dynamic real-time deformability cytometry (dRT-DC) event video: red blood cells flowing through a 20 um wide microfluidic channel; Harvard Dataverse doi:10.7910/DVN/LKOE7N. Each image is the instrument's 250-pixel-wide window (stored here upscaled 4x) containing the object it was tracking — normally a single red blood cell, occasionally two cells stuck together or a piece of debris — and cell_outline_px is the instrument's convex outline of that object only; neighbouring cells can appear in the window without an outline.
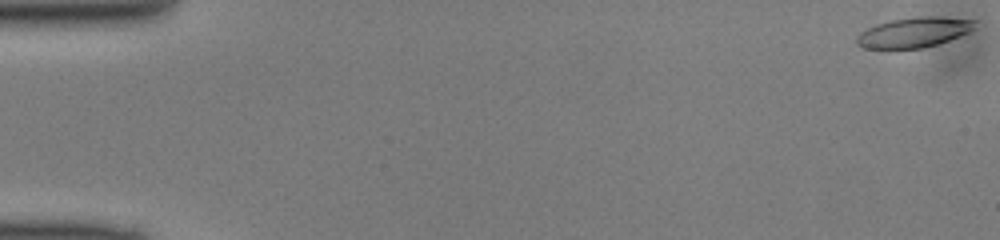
{"species": "common noctule bat (a hibernating species)", "species_latin": "Nyctalus noctula", "temperature_condition": "cold", "stored_images_in_passage": 50, "camera_frame_rate_fps": 3000, "um_per_image_px": 0.085, "animal": {"sex": "male", "body_mass_g": 13.0, "forearm_length_mm": 53.1}, "frame": {"image": 1, "passage_image": 1, "time_ms": 0.0, "image_size_px": [1000, 240], "cell_outline_px": [[976, 20], [972, 28], [968, 32], [948, 40], [936, 44], [920, 48], [888, 52], [864, 48], [856, 44], [856, 36], [860, 32], [876, 24], [892, 20], [916, 16], [936, 16]], "centroid_in_image_um": [77.56, 2.79], "position_along_channel_um": 7.4, "area_um2": 21.21}}
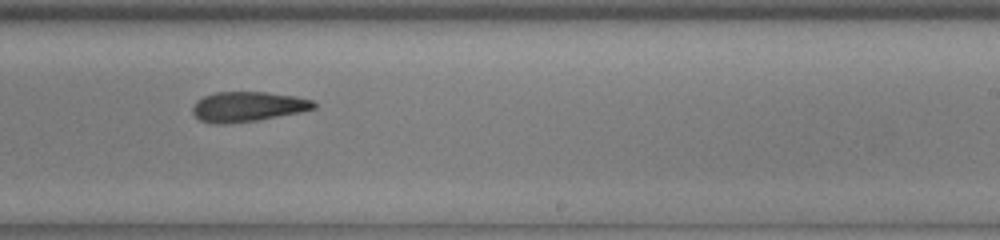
{"frame": {"image": 2, "passage_image": 31, "time_ms": 10.0, "image_size_px": [1000, 240], "cell_outline_px": [[316, 108], [300, 112], [256, 120], [224, 124], [212, 124], [200, 120], [192, 112], [192, 108], [196, 100], [204, 96], [216, 92], [268, 92], [296, 96], [312, 100], [316, 104]], "centroid_in_image_um": [21.04, 9.06], "position_along_channel_um": 268.0, "area_um2": 21.15}}
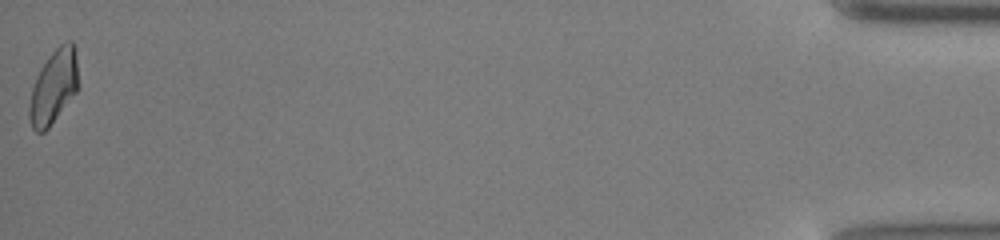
{"frame": {"image": 3, "passage_image": 50, "time_ms": 16.333, "image_size_px": [1000, 240], "cell_outline_px": [[76, 92], [48, 128], [44, 132], [36, 132], [32, 128], [28, 116], [28, 108], [32, 88], [36, 76], [40, 68], [52, 52], [60, 44], [68, 40], [72, 40], [76, 52]], "centroid_in_image_um": [4.52, 7.38], "position_along_channel_um": 430.7, "area_um2": 20.75}}